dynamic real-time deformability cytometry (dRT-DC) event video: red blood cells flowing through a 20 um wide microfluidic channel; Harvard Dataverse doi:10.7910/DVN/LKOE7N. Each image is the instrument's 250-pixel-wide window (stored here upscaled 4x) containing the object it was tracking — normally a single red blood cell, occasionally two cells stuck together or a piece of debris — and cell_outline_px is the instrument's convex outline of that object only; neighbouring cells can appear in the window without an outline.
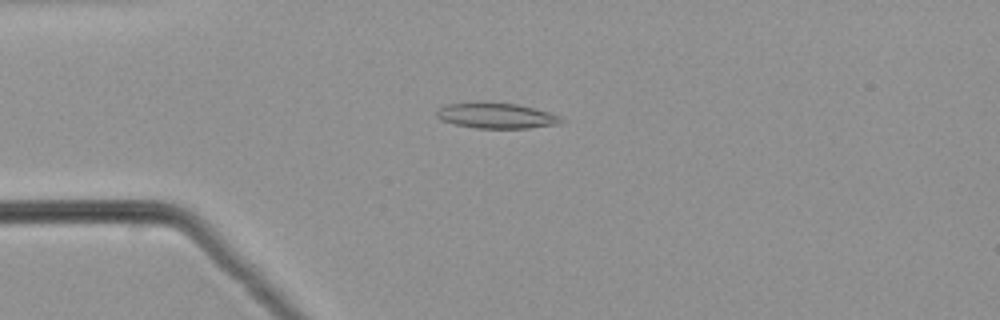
{"species": "common noctule bat (a hibernating species)", "species_latin": "Nyctalus noctula", "temperature_condition": "warm", "stored_images_in_passage": 45, "camera_frame_rate_fps": 3000, "um_per_image_px": 0.085, "animal": {"sex": "male", "body_mass_g": 21.5, "forearm_length_mm": 52.0}, "frame": {"image": 1, "passage_image": 7, "time_ms": 2.0, "image_size_px": [1000, 320], "cell_outline_px": [[564, 120], [556, 124], [528, 128], [476, 128], [456, 124], [440, 120], [436, 116], [436, 112], [440, 108], [448, 104], [484, 100], [516, 104], [548, 112], [560, 116]], "centroid_in_image_um": [42.13, 9.8], "position_along_channel_um": 42.9, "area_um2": 18.67}}
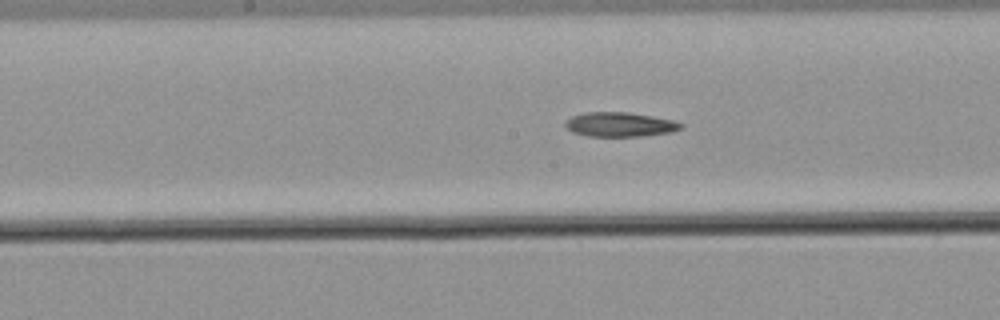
{"frame": {"image": 2, "passage_image": 20, "time_ms": 6.333, "image_size_px": [1000, 320], "cell_outline_px": [[684, 128], [672, 132], [640, 136], [588, 136], [572, 132], [564, 128], [564, 124], [572, 116], [584, 112], [628, 112], [676, 120], [684, 124]], "centroid_in_image_um": [52.72, 10.58], "position_along_channel_um": 195.5, "area_um2": 16.65}}
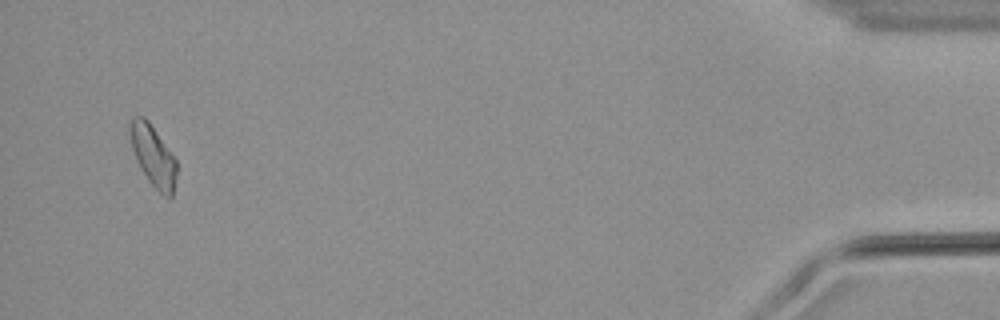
{"frame": {"image": 3, "passage_image": 43, "time_ms": 14.0, "image_size_px": [1000, 320], "cell_outline_px": [[176, 180], [172, 196], [168, 196], [160, 192], [148, 180], [140, 168], [136, 160], [132, 148], [128, 128], [128, 120], [132, 116], [144, 116], [148, 120], [176, 160]], "centroid_in_image_um": [12.97, 13.18], "position_along_channel_um": 422.2, "area_um2": 16.47}}